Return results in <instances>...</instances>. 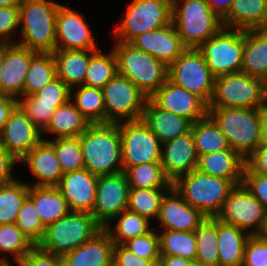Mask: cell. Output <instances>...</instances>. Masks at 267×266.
Here are the masks:
<instances>
[{"label":"cell","instance_id":"9f6ffc18","mask_svg":"<svg viewBox=\"0 0 267 266\" xmlns=\"http://www.w3.org/2000/svg\"><path fill=\"white\" fill-rule=\"evenodd\" d=\"M17 160L0 143V185L9 184L16 179L12 176V169Z\"/></svg>","mask_w":267,"mask_h":266},{"label":"cell","instance_id":"4316f807","mask_svg":"<svg viewBox=\"0 0 267 266\" xmlns=\"http://www.w3.org/2000/svg\"><path fill=\"white\" fill-rule=\"evenodd\" d=\"M245 159L235 150L226 149L198 157L197 169L214 177L230 180L235 186L243 181Z\"/></svg>","mask_w":267,"mask_h":266},{"label":"cell","instance_id":"7c38bea8","mask_svg":"<svg viewBox=\"0 0 267 266\" xmlns=\"http://www.w3.org/2000/svg\"><path fill=\"white\" fill-rule=\"evenodd\" d=\"M105 123L140 120L148 97L129 79L116 74L103 88Z\"/></svg>","mask_w":267,"mask_h":266},{"label":"cell","instance_id":"91938a15","mask_svg":"<svg viewBox=\"0 0 267 266\" xmlns=\"http://www.w3.org/2000/svg\"><path fill=\"white\" fill-rule=\"evenodd\" d=\"M210 10L223 20L232 8L234 0H205Z\"/></svg>","mask_w":267,"mask_h":266},{"label":"cell","instance_id":"603a6c76","mask_svg":"<svg viewBox=\"0 0 267 266\" xmlns=\"http://www.w3.org/2000/svg\"><path fill=\"white\" fill-rule=\"evenodd\" d=\"M38 52L18 44H3V68L1 71L2 94L18 99L23 96L24 82L31 59Z\"/></svg>","mask_w":267,"mask_h":266},{"label":"cell","instance_id":"f1b7e54d","mask_svg":"<svg viewBox=\"0 0 267 266\" xmlns=\"http://www.w3.org/2000/svg\"><path fill=\"white\" fill-rule=\"evenodd\" d=\"M96 50H54L57 77L70 89L84 85L90 57Z\"/></svg>","mask_w":267,"mask_h":266},{"label":"cell","instance_id":"f5cc1de1","mask_svg":"<svg viewBox=\"0 0 267 266\" xmlns=\"http://www.w3.org/2000/svg\"><path fill=\"white\" fill-rule=\"evenodd\" d=\"M242 183L267 212V175L254 172L245 164Z\"/></svg>","mask_w":267,"mask_h":266},{"label":"cell","instance_id":"3957f363","mask_svg":"<svg viewBox=\"0 0 267 266\" xmlns=\"http://www.w3.org/2000/svg\"><path fill=\"white\" fill-rule=\"evenodd\" d=\"M261 110L208 107V115L227 137L231 149L246 160L260 146Z\"/></svg>","mask_w":267,"mask_h":266},{"label":"cell","instance_id":"f35d334b","mask_svg":"<svg viewBox=\"0 0 267 266\" xmlns=\"http://www.w3.org/2000/svg\"><path fill=\"white\" fill-rule=\"evenodd\" d=\"M71 88V100L81 114L90 122L105 123V102L103 90L101 88L79 85L76 93L73 94ZM74 96V97H73Z\"/></svg>","mask_w":267,"mask_h":266},{"label":"cell","instance_id":"836d02e7","mask_svg":"<svg viewBox=\"0 0 267 266\" xmlns=\"http://www.w3.org/2000/svg\"><path fill=\"white\" fill-rule=\"evenodd\" d=\"M190 130L194 137L198 157L231 149L227 137L209 115L193 123Z\"/></svg>","mask_w":267,"mask_h":266},{"label":"cell","instance_id":"6da1fadb","mask_svg":"<svg viewBox=\"0 0 267 266\" xmlns=\"http://www.w3.org/2000/svg\"><path fill=\"white\" fill-rule=\"evenodd\" d=\"M79 138L85 169L96 176L123 171L119 123L90 124Z\"/></svg>","mask_w":267,"mask_h":266},{"label":"cell","instance_id":"be15d7a7","mask_svg":"<svg viewBox=\"0 0 267 266\" xmlns=\"http://www.w3.org/2000/svg\"><path fill=\"white\" fill-rule=\"evenodd\" d=\"M21 0H0V7L19 6Z\"/></svg>","mask_w":267,"mask_h":266},{"label":"cell","instance_id":"89a4df30","mask_svg":"<svg viewBox=\"0 0 267 266\" xmlns=\"http://www.w3.org/2000/svg\"><path fill=\"white\" fill-rule=\"evenodd\" d=\"M150 266H162V264L160 263V261H157V262L151 263Z\"/></svg>","mask_w":267,"mask_h":266},{"label":"cell","instance_id":"03108f58","mask_svg":"<svg viewBox=\"0 0 267 266\" xmlns=\"http://www.w3.org/2000/svg\"><path fill=\"white\" fill-rule=\"evenodd\" d=\"M3 68V44H0V78H1V71ZM2 94L1 88V79H0V95Z\"/></svg>","mask_w":267,"mask_h":266},{"label":"cell","instance_id":"8fae6325","mask_svg":"<svg viewBox=\"0 0 267 266\" xmlns=\"http://www.w3.org/2000/svg\"><path fill=\"white\" fill-rule=\"evenodd\" d=\"M168 79L210 104L215 85L202 53L197 48H187L169 67Z\"/></svg>","mask_w":267,"mask_h":266},{"label":"cell","instance_id":"e575fe53","mask_svg":"<svg viewBox=\"0 0 267 266\" xmlns=\"http://www.w3.org/2000/svg\"><path fill=\"white\" fill-rule=\"evenodd\" d=\"M197 244L195 262L199 266H219L218 219L206 218L194 231Z\"/></svg>","mask_w":267,"mask_h":266},{"label":"cell","instance_id":"a7ac6f4b","mask_svg":"<svg viewBox=\"0 0 267 266\" xmlns=\"http://www.w3.org/2000/svg\"><path fill=\"white\" fill-rule=\"evenodd\" d=\"M261 236H262L265 240H267V220H266L265 228H264V230H263Z\"/></svg>","mask_w":267,"mask_h":266},{"label":"cell","instance_id":"e0dca14e","mask_svg":"<svg viewBox=\"0 0 267 266\" xmlns=\"http://www.w3.org/2000/svg\"><path fill=\"white\" fill-rule=\"evenodd\" d=\"M37 128L17 105L2 130L0 143L18 163L43 139Z\"/></svg>","mask_w":267,"mask_h":266},{"label":"cell","instance_id":"8992f818","mask_svg":"<svg viewBox=\"0 0 267 266\" xmlns=\"http://www.w3.org/2000/svg\"><path fill=\"white\" fill-rule=\"evenodd\" d=\"M171 13V22L187 48H198L223 27L205 0H172Z\"/></svg>","mask_w":267,"mask_h":266},{"label":"cell","instance_id":"5b68a950","mask_svg":"<svg viewBox=\"0 0 267 266\" xmlns=\"http://www.w3.org/2000/svg\"><path fill=\"white\" fill-rule=\"evenodd\" d=\"M172 186L206 218L216 217L220 213L224 201L235 187L230 180L202 173L198 169L178 177Z\"/></svg>","mask_w":267,"mask_h":266},{"label":"cell","instance_id":"d4e9b609","mask_svg":"<svg viewBox=\"0 0 267 266\" xmlns=\"http://www.w3.org/2000/svg\"><path fill=\"white\" fill-rule=\"evenodd\" d=\"M114 242L102 229L92 239L63 254L65 266H113Z\"/></svg>","mask_w":267,"mask_h":266},{"label":"cell","instance_id":"74e56055","mask_svg":"<svg viewBox=\"0 0 267 266\" xmlns=\"http://www.w3.org/2000/svg\"><path fill=\"white\" fill-rule=\"evenodd\" d=\"M129 188L170 189L171 180L164 173L161 163H144L128 167L125 171Z\"/></svg>","mask_w":267,"mask_h":266},{"label":"cell","instance_id":"11a10c76","mask_svg":"<svg viewBox=\"0 0 267 266\" xmlns=\"http://www.w3.org/2000/svg\"><path fill=\"white\" fill-rule=\"evenodd\" d=\"M151 261L140 258L123 244H114L113 266H150Z\"/></svg>","mask_w":267,"mask_h":266},{"label":"cell","instance_id":"30bf717a","mask_svg":"<svg viewBox=\"0 0 267 266\" xmlns=\"http://www.w3.org/2000/svg\"><path fill=\"white\" fill-rule=\"evenodd\" d=\"M113 33L116 41L131 42L138 35L171 23L172 0H133Z\"/></svg>","mask_w":267,"mask_h":266},{"label":"cell","instance_id":"94428289","mask_svg":"<svg viewBox=\"0 0 267 266\" xmlns=\"http://www.w3.org/2000/svg\"><path fill=\"white\" fill-rule=\"evenodd\" d=\"M162 266H198L196 262L181 256H160Z\"/></svg>","mask_w":267,"mask_h":266},{"label":"cell","instance_id":"7bdbcfd3","mask_svg":"<svg viewBox=\"0 0 267 266\" xmlns=\"http://www.w3.org/2000/svg\"><path fill=\"white\" fill-rule=\"evenodd\" d=\"M169 189L129 188L127 209L150 219H157L163 196Z\"/></svg>","mask_w":267,"mask_h":266},{"label":"cell","instance_id":"4fadbf2b","mask_svg":"<svg viewBox=\"0 0 267 266\" xmlns=\"http://www.w3.org/2000/svg\"><path fill=\"white\" fill-rule=\"evenodd\" d=\"M216 218L221 222L235 225L254 236L262 234L267 220V212L241 183L231 190Z\"/></svg>","mask_w":267,"mask_h":266},{"label":"cell","instance_id":"b9f144b4","mask_svg":"<svg viewBox=\"0 0 267 266\" xmlns=\"http://www.w3.org/2000/svg\"><path fill=\"white\" fill-rule=\"evenodd\" d=\"M118 73L117 58L112 49L109 54L96 50L90 57L84 85L103 88Z\"/></svg>","mask_w":267,"mask_h":266},{"label":"cell","instance_id":"681fc988","mask_svg":"<svg viewBox=\"0 0 267 266\" xmlns=\"http://www.w3.org/2000/svg\"><path fill=\"white\" fill-rule=\"evenodd\" d=\"M33 96L38 99V103L54 104L58 108L71 99V89L56 77Z\"/></svg>","mask_w":267,"mask_h":266},{"label":"cell","instance_id":"83f0119b","mask_svg":"<svg viewBox=\"0 0 267 266\" xmlns=\"http://www.w3.org/2000/svg\"><path fill=\"white\" fill-rule=\"evenodd\" d=\"M222 25L241 30L267 29V0H234Z\"/></svg>","mask_w":267,"mask_h":266},{"label":"cell","instance_id":"c3c4849f","mask_svg":"<svg viewBox=\"0 0 267 266\" xmlns=\"http://www.w3.org/2000/svg\"><path fill=\"white\" fill-rule=\"evenodd\" d=\"M157 228L152 229L141 236H137L125 242L123 245L133 252L136 256L149 260L152 263L160 259L159 235Z\"/></svg>","mask_w":267,"mask_h":266},{"label":"cell","instance_id":"484cf974","mask_svg":"<svg viewBox=\"0 0 267 266\" xmlns=\"http://www.w3.org/2000/svg\"><path fill=\"white\" fill-rule=\"evenodd\" d=\"M141 120L162 144L186 134L192 125L186 118L161 109L150 98L146 101Z\"/></svg>","mask_w":267,"mask_h":266},{"label":"cell","instance_id":"ab89813d","mask_svg":"<svg viewBox=\"0 0 267 266\" xmlns=\"http://www.w3.org/2000/svg\"><path fill=\"white\" fill-rule=\"evenodd\" d=\"M159 235L160 256H181L195 262L194 232L163 230Z\"/></svg>","mask_w":267,"mask_h":266},{"label":"cell","instance_id":"277c9868","mask_svg":"<svg viewBox=\"0 0 267 266\" xmlns=\"http://www.w3.org/2000/svg\"><path fill=\"white\" fill-rule=\"evenodd\" d=\"M118 74L129 79L150 98L168 79V67L130 42L116 41L113 48Z\"/></svg>","mask_w":267,"mask_h":266},{"label":"cell","instance_id":"ac0fdd59","mask_svg":"<svg viewBox=\"0 0 267 266\" xmlns=\"http://www.w3.org/2000/svg\"><path fill=\"white\" fill-rule=\"evenodd\" d=\"M150 99L161 109L186 118L192 124L208 115V105L200 97L169 79Z\"/></svg>","mask_w":267,"mask_h":266},{"label":"cell","instance_id":"f6af8a7d","mask_svg":"<svg viewBox=\"0 0 267 266\" xmlns=\"http://www.w3.org/2000/svg\"><path fill=\"white\" fill-rule=\"evenodd\" d=\"M34 246L16 223L0 225V251L9 253L14 262L22 261Z\"/></svg>","mask_w":267,"mask_h":266},{"label":"cell","instance_id":"ffe728a7","mask_svg":"<svg viewBox=\"0 0 267 266\" xmlns=\"http://www.w3.org/2000/svg\"><path fill=\"white\" fill-rule=\"evenodd\" d=\"M169 67L186 49L173 23L138 35L131 42Z\"/></svg>","mask_w":267,"mask_h":266},{"label":"cell","instance_id":"60d3db41","mask_svg":"<svg viewBox=\"0 0 267 266\" xmlns=\"http://www.w3.org/2000/svg\"><path fill=\"white\" fill-rule=\"evenodd\" d=\"M29 184L15 180L0 185V225L15 223L22 204L29 193Z\"/></svg>","mask_w":267,"mask_h":266},{"label":"cell","instance_id":"8d00e7d4","mask_svg":"<svg viewBox=\"0 0 267 266\" xmlns=\"http://www.w3.org/2000/svg\"><path fill=\"white\" fill-rule=\"evenodd\" d=\"M117 218V219H116ZM116 219L115 227H111L112 221ZM103 229L110 235L114 244H124L128 240L148 233L152 228L150 221L138 213L124 210L114 217Z\"/></svg>","mask_w":267,"mask_h":266},{"label":"cell","instance_id":"7a4b0ae2","mask_svg":"<svg viewBox=\"0 0 267 266\" xmlns=\"http://www.w3.org/2000/svg\"><path fill=\"white\" fill-rule=\"evenodd\" d=\"M60 4L53 0H21L19 28L21 47L52 53L56 41V16Z\"/></svg>","mask_w":267,"mask_h":266},{"label":"cell","instance_id":"7dc6e473","mask_svg":"<svg viewBox=\"0 0 267 266\" xmlns=\"http://www.w3.org/2000/svg\"><path fill=\"white\" fill-rule=\"evenodd\" d=\"M17 105L41 131L48 126L57 109L54 104L38 103V99L33 95L21 96L17 99Z\"/></svg>","mask_w":267,"mask_h":266},{"label":"cell","instance_id":"ba28073f","mask_svg":"<svg viewBox=\"0 0 267 266\" xmlns=\"http://www.w3.org/2000/svg\"><path fill=\"white\" fill-rule=\"evenodd\" d=\"M267 105V95L259 77L243 72L215 78L214 93L208 107L259 109Z\"/></svg>","mask_w":267,"mask_h":266},{"label":"cell","instance_id":"52a82bcc","mask_svg":"<svg viewBox=\"0 0 267 266\" xmlns=\"http://www.w3.org/2000/svg\"><path fill=\"white\" fill-rule=\"evenodd\" d=\"M102 229L92 213L70 211L45 228L43 239L38 246L62 256L92 239Z\"/></svg>","mask_w":267,"mask_h":266},{"label":"cell","instance_id":"f907efd6","mask_svg":"<svg viewBox=\"0 0 267 266\" xmlns=\"http://www.w3.org/2000/svg\"><path fill=\"white\" fill-rule=\"evenodd\" d=\"M242 266H267V240L261 235L249 237Z\"/></svg>","mask_w":267,"mask_h":266},{"label":"cell","instance_id":"5bb4252c","mask_svg":"<svg viewBox=\"0 0 267 266\" xmlns=\"http://www.w3.org/2000/svg\"><path fill=\"white\" fill-rule=\"evenodd\" d=\"M123 171L144 163H161L162 143L143 121L119 123Z\"/></svg>","mask_w":267,"mask_h":266},{"label":"cell","instance_id":"7402d4cb","mask_svg":"<svg viewBox=\"0 0 267 266\" xmlns=\"http://www.w3.org/2000/svg\"><path fill=\"white\" fill-rule=\"evenodd\" d=\"M162 147L161 165L172 183L178 177L197 169L198 155L191 130L163 143Z\"/></svg>","mask_w":267,"mask_h":266},{"label":"cell","instance_id":"2e32d148","mask_svg":"<svg viewBox=\"0 0 267 266\" xmlns=\"http://www.w3.org/2000/svg\"><path fill=\"white\" fill-rule=\"evenodd\" d=\"M83 15L60 4L56 16L55 50H100Z\"/></svg>","mask_w":267,"mask_h":266},{"label":"cell","instance_id":"6f0895ef","mask_svg":"<svg viewBox=\"0 0 267 266\" xmlns=\"http://www.w3.org/2000/svg\"><path fill=\"white\" fill-rule=\"evenodd\" d=\"M245 161L252 171L267 175V146H259Z\"/></svg>","mask_w":267,"mask_h":266},{"label":"cell","instance_id":"db71d44e","mask_svg":"<svg viewBox=\"0 0 267 266\" xmlns=\"http://www.w3.org/2000/svg\"><path fill=\"white\" fill-rule=\"evenodd\" d=\"M23 266H65L60 255L34 246L22 260Z\"/></svg>","mask_w":267,"mask_h":266},{"label":"cell","instance_id":"d6a6232c","mask_svg":"<svg viewBox=\"0 0 267 266\" xmlns=\"http://www.w3.org/2000/svg\"><path fill=\"white\" fill-rule=\"evenodd\" d=\"M90 122L76 108L71 99L58 107L51 116L48 126L43 134L56 135L57 138L78 137L85 132Z\"/></svg>","mask_w":267,"mask_h":266},{"label":"cell","instance_id":"ee69618b","mask_svg":"<svg viewBox=\"0 0 267 266\" xmlns=\"http://www.w3.org/2000/svg\"><path fill=\"white\" fill-rule=\"evenodd\" d=\"M46 140L53 145L63 173L84 169V158L79 136Z\"/></svg>","mask_w":267,"mask_h":266},{"label":"cell","instance_id":"cb8c5ba5","mask_svg":"<svg viewBox=\"0 0 267 266\" xmlns=\"http://www.w3.org/2000/svg\"><path fill=\"white\" fill-rule=\"evenodd\" d=\"M28 165L30 172L37 178L33 186H57L63 171L53 145L42 139L19 163Z\"/></svg>","mask_w":267,"mask_h":266},{"label":"cell","instance_id":"1f68e13d","mask_svg":"<svg viewBox=\"0 0 267 266\" xmlns=\"http://www.w3.org/2000/svg\"><path fill=\"white\" fill-rule=\"evenodd\" d=\"M267 70V29L244 30L241 72L261 78Z\"/></svg>","mask_w":267,"mask_h":266},{"label":"cell","instance_id":"44dd1931","mask_svg":"<svg viewBox=\"0 0 267 266\" xmlns=\"http://www.w3.org/2000/svg\"><path fill=\"white\" fill-rule=\"evenodd\" d=\"M98 176L87 169L66 172L56 186L67 202L70 211L92 213Z\"/></svg>","mask_w":267,"mask_h":266},{"label":"cell","instance_id":"4dcf8cb0","mask_svg":"<svg viewBox=\"0 0 267 266\" xmlns=\"http://www.w3.org/2000/svg\"><path fill=\"white\" fill-rule=\"evenodd\" d=\"M251 235L218 219L219 266H242L245 245Z\"/></svg>","mask_w":267,"mask_h":266},{"label":"cell","instance_id":"f546056e","mask_svg":"<svg viewBox=\"0 0 267 266\" xmlns=\"http://www.w3.org/2000/svg\"><path fill=\"white\" fill-rule=\"evenodd\" d=\"M28 197L33 201L45 228L70 212L66 200L56 186L30 185Z\"/></svg>","mask_w":267,"mask_h":266},{"label":"cell","instance_id":"816d5d0a","mask_svg":"<svg viewBox=\"0 0 267 266\" xmlns=\"http://www.w3.org/2000/svg\"><path fill=\"white\" fill-rule=\"evenodd\" d=\"M17 29H19V6L0 7V44H15L16 39L12 37Z\"/></svg>","mask_w":267,"mask_h":266},{"label":"cell","instance_id":"6125c7cd","mask_svg":"<svg viewBox=\"0 0 267 266\" xmlns=\"http://www.w3.org/2000/svg\"><path fill=\"white\" fill-rule=\"evenodd\" d=\"M260 146H267V105L261 110Z\"/></svg>","mask_w":267,"mask_h":266},{"label":"cell","instance_id":"e7e4bbea","mask_svg":"<svg viewBox=\"0 0 267 266\" xmlns=\"http://www.w3.org/2000/svg\"><path fill=\"white\" fill-rule=\"evenodd\" d=\"M8 256H3L2 258H0V266H13V264H11V261L8 260L9 258H7ZM15 263L17 264V266H23L22 261H15Z\"/></svg>","mask_w":267,"mask_h":266},{"label":"cell","instance_id":"d6986e66","mask_svg":"<svg viewBox=\"0 0 267 266\" xmlns=\"http://www.w3.org/2000/svg\"><path fill=\"white\" fill-rule=\"evenodd\" d=\"M206 219L172 186L163 196L157 220L163 230L194 232Z\"/></svg>","mask_w":267,"mask_h":266},{"label":"cell","instance_id":"680465c9","mask_svg":"<svg viewBox=\"0 0 267 266\" xmlns=\"http://www.w3.org/2000/svg\"><path fill=\"white\" fill-rule=\"evenodd\" d=\"M17 106V98L10 95H0V136L10 113Z\"/></svg>","mask_w":267,"mask_h":266},{"label":"cell","instance_id":"bcb514c9","mask_svg":"<svg viewBox=\"0 0 267 266\" xmlns=\"http://www.w3.org/2000/svg\"><path fill=\"white\" fill-rule=\"evenodd\" d=\"M15 223L35 246L42 241L45 227L40 221L33 201L28 196L22 204Z\"/></svg>","mask_w":267,"mask_h":266},{"label":"cell","instance_id":"d590c367","mask_svg":"<svg viewBox=\"0 0 267 266\" xmlns=\"http://www.w3.org/2000/svg\"><path fill=\"white\" fill-rule=\"evenodd\" d=\"M57 77L53 53L38 52L32 59L26 74L23 96L33 95Z\"/></svg>","mask_w":267,"mask_h":266},{"label":"cell","instance_id":"003e7915","mask_svg":"<svg viewBox=\"0 0 267 266\" xmlns=\"http://www.w3.org/2000/svg\"><path fill=\"white\" fill-rule=\"evenodd\" d=\"M260 79L262 81L264 91H265V93L267 95V70H266V72L264 73V75Z\"/></svg>","mask_w":267,"mask_h":266},{"label":"cell","instance_id":"9a60e30c","mask_svg":"<svg viewBox=\"0 0 267 266\" xmlns=\"http://www.w3.org/2000/svg\"><path fill=\"white\" fill-rule=\"evenodd\" d=\"M128 193L129 184L124 171L98 176L92 215L102 227L127 210Z\"/></svg>","mask_w":267,"mask_h":266},{"label":"cell","instance_id":"9c48e42d","mask_svg":"<svg viewBox=\"0 0 267 266\" xmlns=\"http://www.w3.org/2000/svg\"><path fill=\"white\" fill-rule=\"evenodd\" d=\"M216 78L241 72L244 51V30L222 27L197 48Z\"/></svg>","mask_w":267,"mask_h":266}]
</instances>
